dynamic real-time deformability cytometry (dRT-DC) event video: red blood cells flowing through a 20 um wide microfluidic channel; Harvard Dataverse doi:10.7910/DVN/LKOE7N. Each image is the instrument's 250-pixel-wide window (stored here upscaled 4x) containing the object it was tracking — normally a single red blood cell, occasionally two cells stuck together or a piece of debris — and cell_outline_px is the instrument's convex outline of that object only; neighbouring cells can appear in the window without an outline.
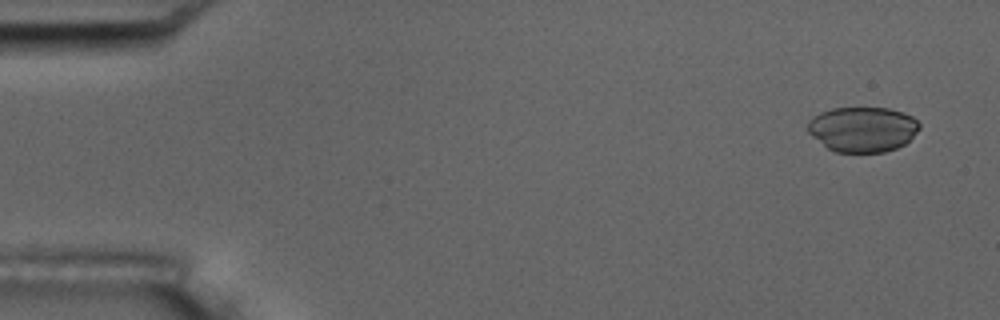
{"species": "common noctule bat (a hibernating species)", "species_latin": "Nyctalus noctula", "temperature_condition": "room temperature", "stored_images_in_passage": 5, "camera_frame_rate_fps": 3000, "um_per_image_px": 0.085, "animal": {"sex": "male", "body_mass_g": 17.5, "forearm_length_mm": 52.3}, "frame": {"image": 1, "passage_image": 1, "time_ms": 0.0, "image_size_px": [1000, 320], "cell_outline_px": [[920, 128], [904, 144], [896, 148], [884, 152], [836, 152], [828, 148], [812, 136], [808, 132], [808, 120], [812, 116], [820, 112], [832, 108], [888, 108], [904, 112], [912, 116], [920, 124]], "centroid_in_image_um": [73.31, 10.98], "position_along_channel_um": 11.7, "area_um2": 29.36}}